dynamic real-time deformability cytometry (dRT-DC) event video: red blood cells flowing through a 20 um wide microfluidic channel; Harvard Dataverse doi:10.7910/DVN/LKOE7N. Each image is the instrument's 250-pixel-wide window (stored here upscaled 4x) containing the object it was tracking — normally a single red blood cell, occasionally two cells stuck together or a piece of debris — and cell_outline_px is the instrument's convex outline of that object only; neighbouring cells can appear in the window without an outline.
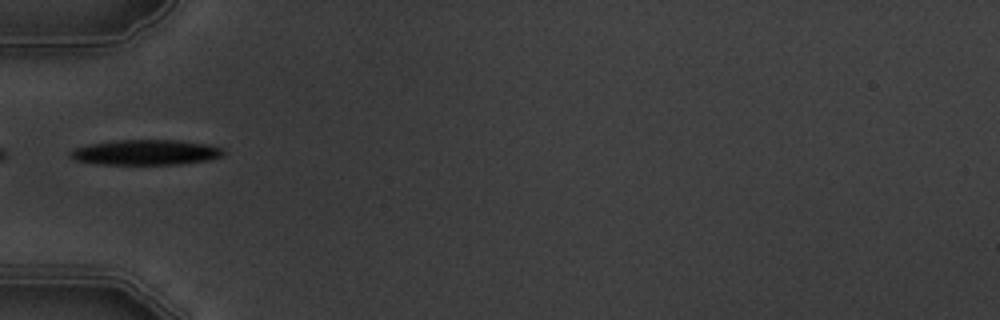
{"species": "common noctule bat (a hibernating species)", "species_latin": "Nyctalus noctula", "temperature_condition": "warm", "stored_images_in_passage": 2, "camera_frame_rate_fps": 3000, "um_per_image_px": 0.085, "animal": {"sex": "male", "body_mass_g": 19.5, "forearm_length_mm": 54.6}, "frame": {"image": 1, "passage_image": 2, "time_ms": 1.0, "image_size_px": [1000, 320], "cell_outline_px": [[224, 156], [208, 160], [180, 164], [104, 164], [76, 160], [68, 156], [68, 152], [76, 148], [92, 144], [120, 140], [180, 140], [212, 144], [224, 148]], "centroid_in_image_um": [12.49, 12.94], "position_along_channel_um": 72.5, "area_um2": 22.54}}